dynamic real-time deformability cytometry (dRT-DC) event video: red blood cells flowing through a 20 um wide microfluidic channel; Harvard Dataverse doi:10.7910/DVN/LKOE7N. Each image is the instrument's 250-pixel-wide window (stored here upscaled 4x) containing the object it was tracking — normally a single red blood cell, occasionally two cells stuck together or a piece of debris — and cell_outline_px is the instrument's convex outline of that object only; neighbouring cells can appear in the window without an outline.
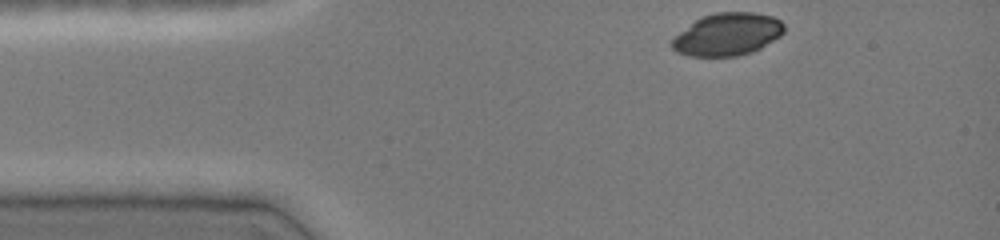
{"species": "common noctule bat (a hibernating species)", "species_latin": "Nyctalus noctula", "temperature_condition": "cold", "stored_images_in_passage": 35, "camera_frame_rate_fps": 3000, "um_per_image_px": 0.085, "animal": {"sex": "female", "body_mass_g": 19.0, "forearm_length_mm": 51.5}, "frame": {"image": 1, "passage_image": 1, "time_ms": 0.0, "image_size_px": [1000, 240], "cell_outline_px": [[784, 32], [780, 36], [760, 48], [752, 52], [736, 56], [688, 56], [676, 52], [672, 48], [672, 40], [680, 32], [700, 16], [716, 12], [752, 12], [772, 16], [780, 20], [784, 24]], "centroid_in_image_um": [61.84, 2.91], "position_along_channel_um": 23.2, "area_um2": 27.74}}
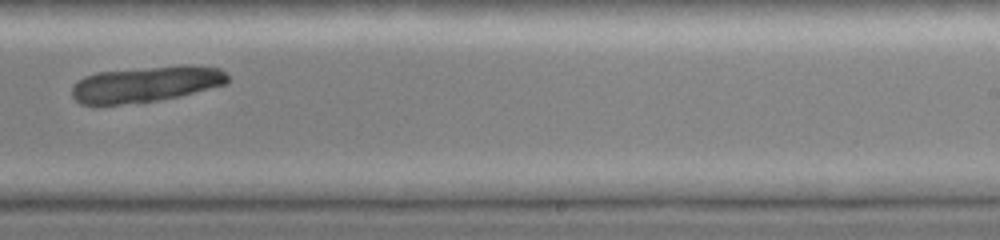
{"frame": {"image": 2, "passage_image": 24, "time_ms": 7.667, "image_size_px": [1000, 240], "cell_outline_px": [[228, 80], [224, 84], [180, 96], [156, 100], [120, 104], [80, 104], [72, 96], [72, 84], [84, 76], [96, 72], [184, 64], [192, 64], [220, 68], [228, 76]], "centroid_in_image_um": [12.39, 7.13], "position_along_channel_um": 276.6, "area_um2": 32.54}}
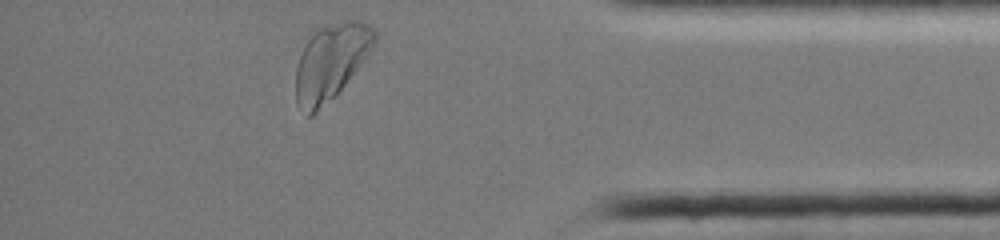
{"frame": {"image": 3, "passage_image": 35, "time_ms": 11.333, "image_size_px": [1000, 240], "cell_outline_px": [[376, 40], [372, 48], [344, 84], [312, 116], [308, 116], [296, 104], [296, 68], [300, 56], [312, 28], [348, 20], [360, 20], [368, 24], [376, 32]], "centroid_in_image_um": [28.08, 5.2], "position_along_channel_um": 407.1, "area_um2": 34.33}}